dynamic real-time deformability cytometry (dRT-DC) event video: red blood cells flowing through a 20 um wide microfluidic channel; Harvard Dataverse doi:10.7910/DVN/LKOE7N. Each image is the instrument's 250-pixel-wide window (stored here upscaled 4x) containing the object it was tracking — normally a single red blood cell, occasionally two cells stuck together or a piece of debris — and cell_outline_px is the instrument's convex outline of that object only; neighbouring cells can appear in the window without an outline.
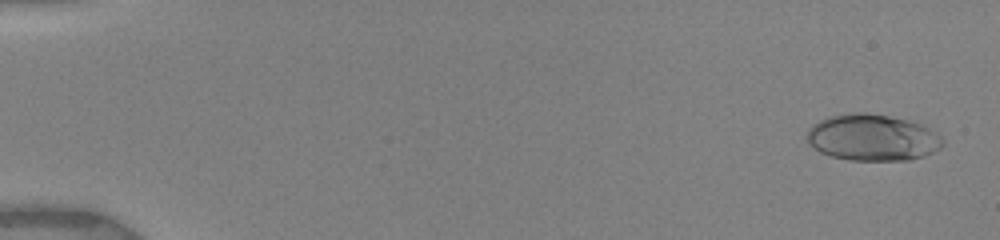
{"species": "human", "species_latin": "Homo sapiens", "temperature_condition": "warm", "stored_images_in_passage": 9, "camera_frame_rate_fps": 3000, "um_per_image_px": 0.085, "donor": {"sex": "female"}, "frame": {"image": 1, "passage_image": 3, "time_ms": 0.333, "image_size_px": [1000, 240], "cell_outline_px": [[944, 144], [940, 148], [924, 156], [908, 160], [848, 160], [832, 156], [820, 152], [808, 140], [808, 128], [812, 124], [828, 116], [852, 112], [864, 112], [888, 116], [908, 120], [920, 124], [928, 128], [940, 136], [944, 140]], "centroid_in_image_um": [74.16, 11.69], "position_along_channel_um": 10.8, "area_um2": 36.59}}